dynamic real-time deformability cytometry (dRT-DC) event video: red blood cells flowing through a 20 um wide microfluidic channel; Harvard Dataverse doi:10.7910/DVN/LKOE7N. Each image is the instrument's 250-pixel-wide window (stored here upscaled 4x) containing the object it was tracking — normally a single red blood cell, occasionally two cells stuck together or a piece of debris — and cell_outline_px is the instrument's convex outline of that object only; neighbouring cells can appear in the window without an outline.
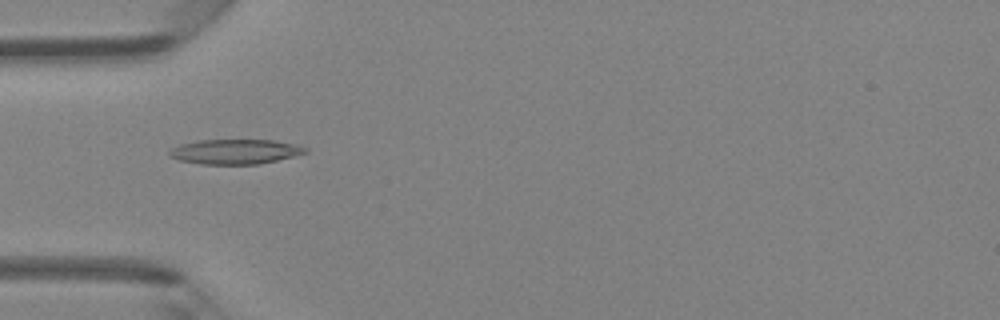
{"species": "Egyptian fruit bat (a non-hibernating species)", "species_latin": "Rousettus aegyptiacus", "temperature_condition": "room temperature", "stored_images_in_passage": 47, "camera_frame_rate_fps": 3000, "um_per_image_px": 0.085, "animal": {"sex": "female"}, "frame": {"image": 1, "passage_image": 15, "time_ms": 4.667, "image_size_px": [1000, 320], "cell_outline_px": [[308, 152], [260, 164], [200, 164], [180, 160], [168, 156], [168, 152], [172, 148], [180, 144], [200, 140], [272, 140], [296, 144], [308, 148]], "centroid_in_image_um": [19.98, 12.89], "position_along_channel_um": 65.0, "area_um2": 19.59}}
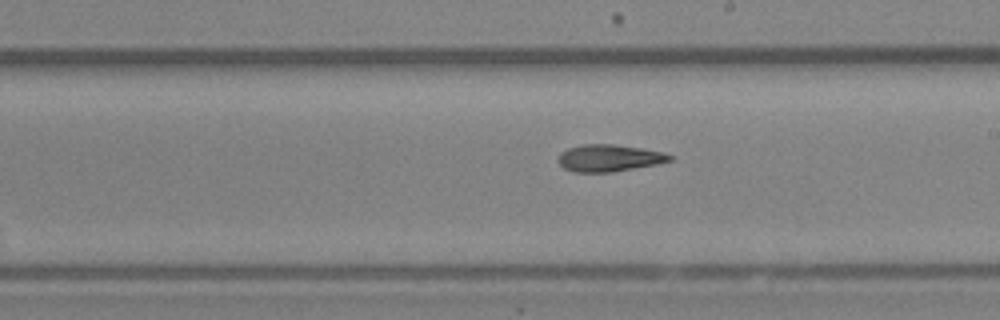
{"frame": {"image": 2, "passage_image": 27, "time_ms": 8.667, "image_size_px": [1000, 320], "cell_outline_px": [[672, 160], [656, 164], [612, 172], [572, 172], [564, 168], [556, 160], [560, 152], [568, 148], [584, 144], [612, 144], [640, 148], [664, 152], [672, 156]], "centroid_in_image_um": [51.73, 13.43], "position_along_channel_um": 237.3, "area_um2": 17.51}}
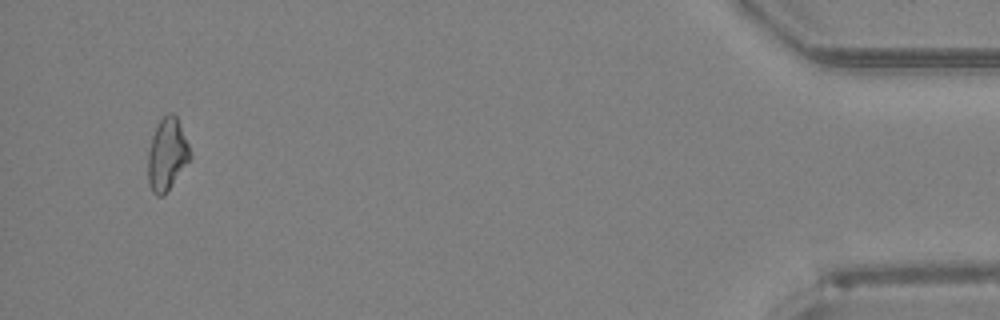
{"frame": {"image": 3, "passage_image": 45, "time_ms": 14.667, "image_size_px": [1000, 320], "cell_outline_px": [[192, 156], [164, 196], [156, 196], [152, 192], [148, 180], [148, 152], [152, 136], [160, 120], [168, 112], [172, 112], [176, 116], [188, 144]], "centroid_in_image_um": [14.19, 13.14], "position_along_channel_um": 421.0, "area_um2": 17.51}}